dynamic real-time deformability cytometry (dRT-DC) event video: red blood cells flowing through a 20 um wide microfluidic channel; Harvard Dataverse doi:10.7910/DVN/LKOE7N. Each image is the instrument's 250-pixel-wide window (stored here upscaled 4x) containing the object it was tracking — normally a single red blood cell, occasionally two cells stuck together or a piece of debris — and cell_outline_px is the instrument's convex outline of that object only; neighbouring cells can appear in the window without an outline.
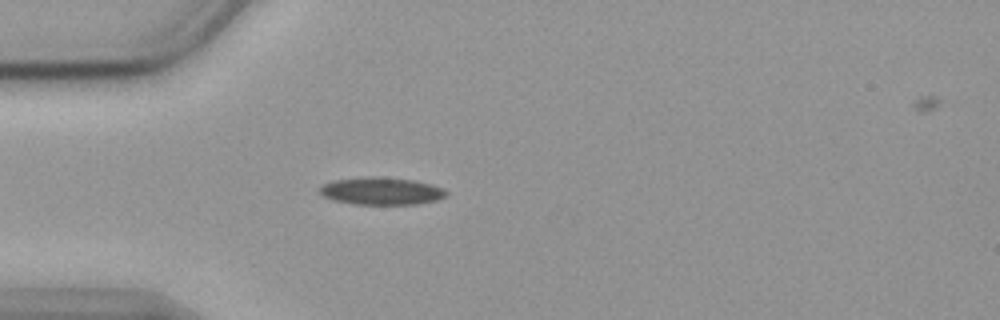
{"species": "common noctule bat (a hibernating species)", "species_latin": "Nyctalus noctula", "temperature_condition": "cold", "stored_images_in_passage": 41, "camera_frame_rate_fps": 3000, "um_per_image_px": 0.085, "animal": {"sex": "female", "body_mass_g": 19.9}, "frame": {"image": 1, "passage_image": 1, "time_ms": 0.0, "image_size_px": [1000, 320], "cell_outline_px": [[448, 196], [436, 200], [416, 204], [352, 204], [336, 200], [324, 196], [320, 192], [320, 188], [324, 184], [332, 180], [368, 176], [376, 176], [412, 180], [432, 184], [444, 188], [448, 192]], "centroid_in_image_um": [32.46, 16.23], "position_along_channel_um": 52.5, "area_um2": 20.23}}
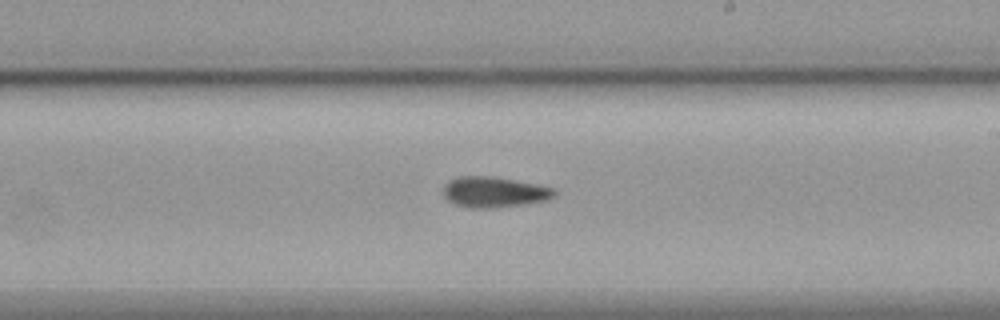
{"frame": {"image": 2, "passage_image": 18, "time_ms": 5.667, "image_size_px": [1000, 320], "cell_outline_px": [[556, 196], [548, 200], [524, 204], [492, 208], [472, 208], [452, 204], [444, 196], [444, 184], [448, 180], [460, 176], [492, 176], [516, 180], [556, 188]], "centroid_in_image_um": [42.01, 16.32], "position_along_channel_um": 247.0, "area_um2": 20.06}}
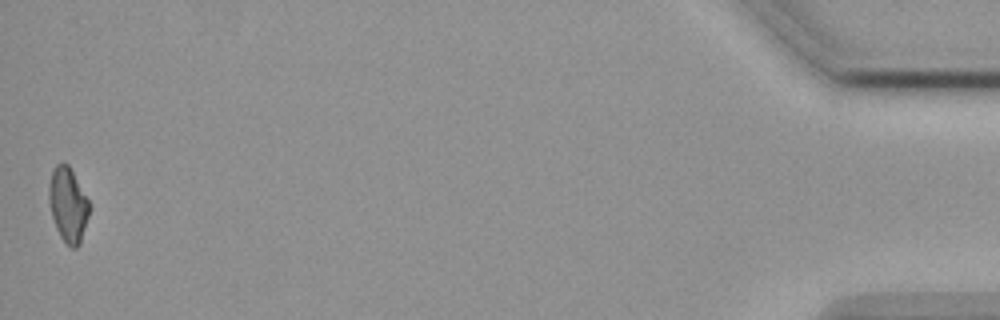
{"frame": {"image": 3, "passage_image": 41, "time_ms": 13.333, "image_size_px": [1000, 320], "cell_outline_px": [[88, 216], [80, 244], [76, 248], [72, 248], [60, 236], [56, 228], [52, 216], [48, 200], [48, 188], [52, 172], [56, 164], [64, 160], [68, 164], [88, 200]], "centroid_in_image_um": [5.75, 17.38], "position_along_channel_um": 429.4, "area_um2": 17.28}, "authors_computed_cell_mechanics": {"area_um2": 19.074, "velocity_mm_per_s": 3.5904, "shape_relaxation_time_tau1_ms": 4.7404, "shape_relaxation_time_tau2_ms": 10.839, "deformation_change_tau1": 0.1234, "deformation_change_tau2": 0.2026}}